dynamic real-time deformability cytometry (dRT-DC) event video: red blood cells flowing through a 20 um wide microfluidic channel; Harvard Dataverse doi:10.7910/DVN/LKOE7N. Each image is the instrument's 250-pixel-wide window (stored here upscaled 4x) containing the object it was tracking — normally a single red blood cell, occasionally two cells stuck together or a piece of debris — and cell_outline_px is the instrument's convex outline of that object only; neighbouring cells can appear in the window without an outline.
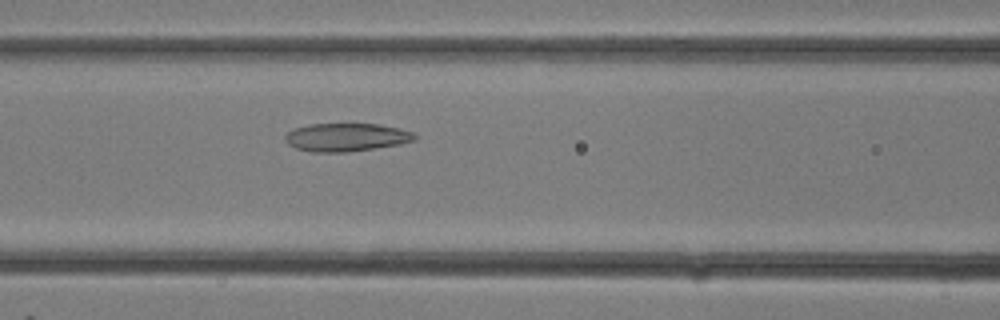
{"species": "common noctule bat (a hibernating species)", "species_latin": "Nyctalus noctula", "temperature_condition": "room temperature", "stored_images_in_passage": 12, "camera_frame_rate_fps": 3000, "um_per_image_px": 0.085, "animal": {"sex": "female"}, "frame": {"image": 1, "passage_image": 12, "time_ms": 3.667, "image_size_px": [1000, 320], "cell_outline_px": [[416, 140], [400, 144], [348, 152], [312, 152], [296, 148], [288, 144], [284, 140], [284, 136], [292, 128], [308, 124], [376, 124], [400, 128], [412, 132], [416, 136]], "centroid_in_image_um": [29.4, 11.66], "position_along_channel_um": 137.2, "area_um2": 21.33}}